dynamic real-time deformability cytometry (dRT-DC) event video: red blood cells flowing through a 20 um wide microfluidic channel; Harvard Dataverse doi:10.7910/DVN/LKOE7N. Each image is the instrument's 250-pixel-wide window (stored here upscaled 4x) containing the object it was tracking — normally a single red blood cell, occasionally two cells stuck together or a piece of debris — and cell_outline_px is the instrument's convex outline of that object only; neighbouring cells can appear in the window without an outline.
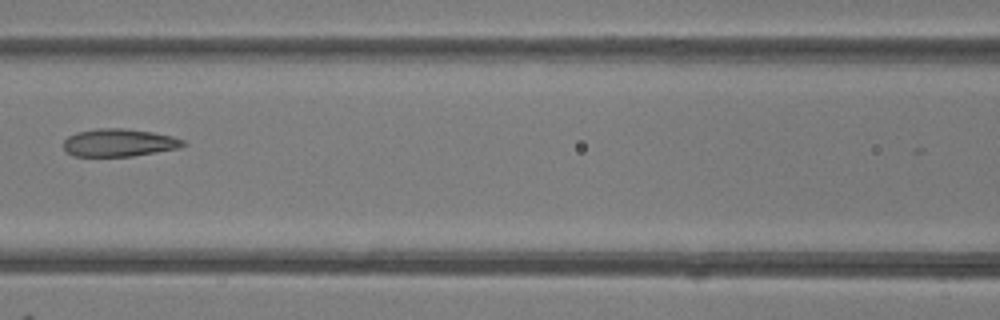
{"species": "common noctule bat (a hibernating species)", "species_latin": "Nyctalus noctula", "temperature_condition": "room temperature", "stored_images_in_passage": 4, "camera_frame_rate_fps": 3000, "um_per_image_px": 0.085, "animal": {"sex": "female"}, "frame": {"image": 1, "passage_image": 4, "time_ms": 3.333, "image_size_px": [1000, 320], "cell_outline_px": [[188, 144], [180, 148], [132, 156], [72, 156], [64, 148], [64, 140], [68, 136], [76, 132], [96, 128], [124, 128], [152, 132], [172, 136], [184, 140]], "centroid_in_image_um": [10.13, 12.12], "position_along_channel_um": 156.5, "area_um2": 19.42}}